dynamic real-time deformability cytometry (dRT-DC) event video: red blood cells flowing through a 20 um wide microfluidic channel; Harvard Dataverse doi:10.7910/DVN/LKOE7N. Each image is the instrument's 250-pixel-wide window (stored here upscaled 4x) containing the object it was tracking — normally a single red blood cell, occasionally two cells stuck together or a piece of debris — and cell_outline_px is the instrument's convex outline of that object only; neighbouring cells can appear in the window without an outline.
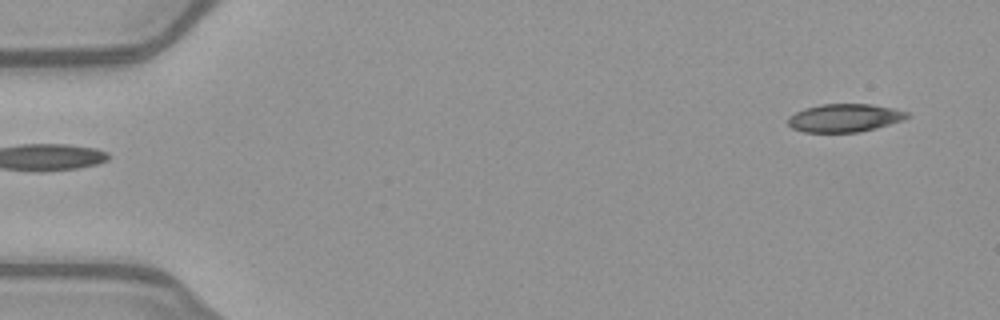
{"species": "common noctule bat (a hibernating species)", "species_latin": "Nyctalus noctula", "temperature_condition": "warm", "stored_images_in_passage": 49, "camera_frame_rate_fps": 3000, "um_per_image_px": 0.085, "animal": {"sex": "female", "body_mass_g": 21.9}, "frame": {"image": 1, "passage_image": 1, "time_ms": 0.0, "image_size_px": [1000, 320], "cell_outline_px": [[912, 116], [904, 120], [876, 128], [860, 132], [804, 132], [792, 128], [788, 124], [788, 116], [804, 108], [820, 104], [872, 104], [892, 108], [908, 112]], "centroid_in_image_um": [71.81, 10.02], "position_along_channel_um": 13.2, "area_um2": 19.65}}
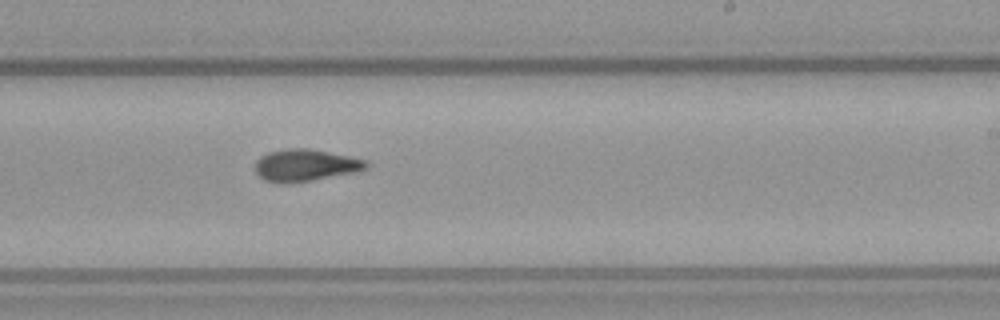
{"frame": {"image": 2, "passage_image": 29, "time_ms": 9.333, "image_size_px": [1000, 320], "cell_outline_px": [[368, 168], [352, 172], [312, 180], [288, 184], [276, 184], [264, 180], [256, 172], [256, 160], [260, 156], [268, 152], [288, 148], [308, 148], [348, 156], [364, 160], [368, 164]], "centroid_in_image_um": [25.88, 14.05], "position_along_channel_um": 263.1, "area_um2": 20.58}}
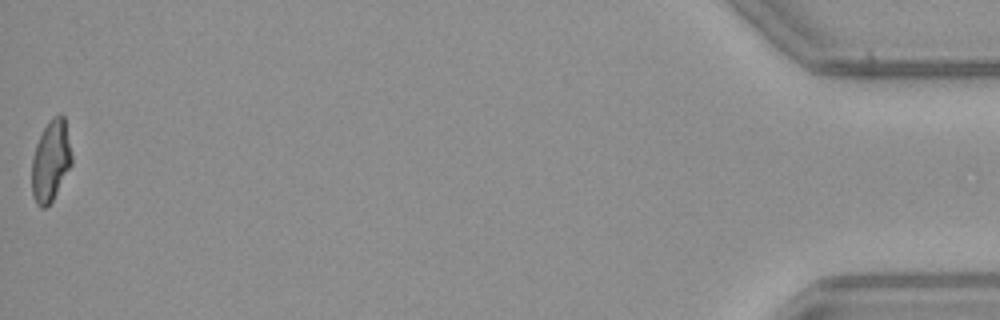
{"frame": {"image": 3, "passage_image": 49, "time_ms": 16.0, "image_size_px": [1000, 320], "cell_outline_px": [[72, 164], [52, 200], [44, 208], [40, 208], [36, 204], [32, 196], [32, 160], [36, 144], [48, 120], [52, 116], [60, 112], [64, 116], [72, 156]], "centroid_in_image_um": [4.31, 13.65], "position_along_channel_um": 430.9, "area_um2": 18.84}, "authors_computed_cell_mechanics": {"area_um2": 20.2878, "velocity_mm_per_s": 4.0276, "shape_relaxation_time_tau1_ms": null, "shape_relaxation_time_tau2_ms": 3.645, "deformation_change_tau1": null, "deformation_change_tau2": 0.1021}}